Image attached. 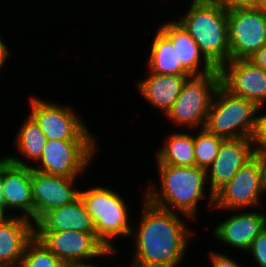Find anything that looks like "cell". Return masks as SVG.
Listing matches in <instances>:
<instances>
[{
  "instance_id": "cell-3",
  "label": "cell",
  "mask_w": 266,
  "mask_h": 267,
  "mask_svg": "<svg viewBox=\"0 0 266 267\" xmlns=\"http://www.w3.org/2000/svg\"><path fill=\"white\" fill-rule=\"evenodd\" d=\"M228 7L222 0H191L179 18L204 57L217 69L230 61Z\"/></svg>"
},
{
  "instance_id": "cell-25",
  "label": "cell",
  "mask_w": 266,
  "mask_h": 267,
  "mask_svg": "<svg viewBox=\"0 0 266 267\" xmlns=\"http://www.w3.org/2000/svg\"><path fill=\"white\" fill-rule=\"evenodd\" d=\"M36 236L26 245L21 267H65Z\"/></svg>"
},
{
  "instance_id": "cell-27",
  "label": "cell",
  "mask_w": 266,
  "mask_h": 267,
  "mask_svg": "<svg viewBox=\"0 0 266 267\" xmlns=\"http://www.w3.org/2000/svg\"><path fill=\"white\" fill-rule=\"evenodd\" d=\"M246 252L247 255L251 254V258L254 260L253 264H257L258 267H266V226L254 238Z\"/></svg>"
},
{
  "instance_id": "cell-8",
  "label": "cell",
  "mask_w": 266,
  "mask_h": 267,
  "mask_svg": "<svg viewBox=\"0 0 266 267\" xmlns=\"http://www.w3.org/2000/svg\"><path fill=\"white\" fill-rule=\"evenodd\" d=\"M97 141L47 140L40 160L32 169L48 175L80 180L93 166L94 158L99 153Z\"/></svg>"
},
{
  "instance_id": "cell-23",
  "label": "cell",
  "mask_w": 266,
  "mask_h": 267,
  "mask_svg": "<svg viewBox=\"0 0 266 267\" xmlns=\"http://www.w3.org/2000/svg\"><path fill=\"white\" fill-rule=\"evenodd\" d=\"M156 29L151 40L150 52L146 56L147 71L160 75L190 76L191 74L181 65L172 42L158 28Z\"/></svg>"
},
{
  "instance_id": "cell-11",
  "label": "cell",
  "mask_w": 266,
  "mask_h": 267,
  "mask_svg": "<svg viewBox=\"0 0 266 267\" xmlns=\"http://www.w3.org/2000/svg\"><path fill=\"white\" fill-rule=\"evenodd\" d=\"M258 210L260 209L227 210L232 214L213 226L214 241L224 244L227 248L231 247L229 250L233 248L240 253L244 251L242 254H245L254 238L266 226V213L262 209Z\"/></svg>"
},
{
  "instance_id": "cell-18",
  "label": "cell",
  "mask_w": 266,
  "mask_h": 267,
  "mask_svg": "<svg viewBox=\"0 0 266 267\" xmlns=\"http://www.w3.org/2000/svg\"><path fill=\"white\" fill-rule=\"evenodd\" d=\"M166 22V23H165ZM159 25V30L172 42L181 65L191 75L219 72L201 53L195 40L174 18Z\"/></svg>"
},
{
  "instance_id": "cell-28",
  "label": "cell",
  "mask_w": 266,
  "mask_h": 267,
  "mask_svg": "<svg viewBox=\"0 0 266 267\" xmlns=\"http://www.w3.org/2000/svg\"><path fill=\"white\" fill-rule=\"evenodd\" d=\"M213 250V251H212ZM209 251L208 258L210 259L211 267H246L242 266V263H239L238 260L234 259V257H230L228 252L225 254L224 252L215 251L212 249Z\"/></svg>"
},
{
  "instance_id": "cell-34",
  "label": "cell",
  "mask_w": 266,
  "mask_h": 267,
  "mask_svg": "<svg viewBox=\"0 0 266 267\" xmlns=\"http://www.w3.org/2000/svg\"><path fill=\"white\" fill-rule=\"evenodd\" d=\"M8 215L0 208V223L6 218Z\"/></svg>"
},
{
  "instance_id": "cell-26",
  "label": "cell",
  "mask_w": 266,
  "mask_h": 267,
  "mask_svg": "<svg viewBox=\"0 0 266 267\" xmlns=\"http://www.w3.org/2000/svg\"><path fill=\"white\" fill-rule=\"evenodd\" d=\"M251 141L255 154L263 156L266 153V106L258 108Z\"/></svg>"
},
{
  "instance_id": "cell-19",
  "label": "cell",
  "mask_w": 266,
  "mask_h": 267,
  "mask_svg": "<svg viewBox=\"0 0 266 267\" xmlns=\"http://www.w3.org/2000/svg\"><path fill=\"white\" fill-rule=\"evenodd\" d=\"M146 72L148 73L146 77H142L140 80L136 79L137 81L134 83L137 91L145 101L150 103L149 105L154 106L155 110L165 116L172 108L189 76L160 75L147 70Z\"/></svg>"
},
{
  "instance_id": "cell-2",
  "label": "cell",
  "mask_w": 266,
  "mask_h": 267,
  "mask_svg": "<svg viewBox=\"0 0 266 267\" xmlns=\"http://www.w3.org/2000/svg\"><path fill=\"white\" fill-rule=\"evenodd\" d=\"M156 167L159 185L149 180L144 190L145 198L151 203L182 214L193 220L194 224L199 218L201 202L206 200L205 207L209 211L213 209L214 194L209 189L205 169L197 166L156 165Z\"/></svg>"
},
{
  "instance_id": "cell-7",
  "label": "cell",
  "mask_w": 266,
  "mask_h": 267,
  "mask_svg": "<svg viewBox=\"0 0 266 267\" xmlns=\"http://www.w3.org/2000/svg\"><path fill=\"white\" fill-rule=\"evenodd\" d=\"M266 195V162L255 155L233 178L214 194V210L263 208ZM223 210V211H222Z\"/></svg>"
},
{
  "instance_id": "cell-20",
  "label": "cell",
  "mask_w": 266,
  "mask_h": 267,
  "mask_svg": "<svg viewBox=\"0 0 266 267\" xmlns=\"http://www.w3.org/2000/svg\"><path fill=\"white\" fill-rule=\"evenodd\" d=\"M66 230L96 233L93 220L80 196L70 204L47 212L35 224V231Z\"/></svg>"
},
{
  "instance_id": "cell-33",
  "label": "cell",
  "mask_w": 266,
  "mask_h": 267,
  "mask_svg": "<svg viewBox=\"0 0 266 267\" xmlns=\"http://www.w3.org/2000/svg\"><path fill=\"white\" fill-rule=\"evenodd\" d=\"M3 157H0V208L4 211V197H3Z\"/></svg>"
},
{
  "instance_id": "cell-32",
  "label": "cell",
  "mask_w": 266,
  "mask_h": 267,
  "mask_svg": "<svg viewBox=\"0 0 266 267\" xmlns=\"http://www.w3.org/2000/svg\"><path fill=\"white\" fill-rule=\"evenodd\" d=\"M249 60L266 71V45L258 50Z\"/></svg>"
},
{
  "instance_id": "cell-9",
  "label": "cell",
  "mask_w": 266,
  "mask_h": 267,
  "mask_svg": "<svg viewBox=\"0 0 266 267\" xmlns=\"http://www.w3.org/2000/svg\"><path fill=\"white\" fill-rule=\"evenodd\" d=\"M33 96L30 95L28 99V113L47 140H99L71 105Z\"/></svg>"
},
{
  "instance_id": "cell-6",
  "label": "cell",
  "mask_w": 266,
  "mask_h": 267,
  "mask_svg": "<svg viewBox=\"0 0 266 267\" xmlns=\"http://www.w3.org/2000/svg\"><path fill=\"white\" fill-rule=\"evenodd\" d=\"M221 84L220 72L190 75L185 80L181 93L165 115L167 122L192 131L204 128L216 89Z\"/></svg>"
},
{
  "instance_id": "cell-17",
  "label": "cell",
  "mask_w": 266,
  "mask_h": 267,
  "mask_svg": "<svg viewBox=\"0 0 266 267\" xmlns=\"http://www.w3.org/2000/svg\"><path fill=\"white\" fill-rule=\"evenodd\" d=\"M35 236V224L21 216H8L0 223V267L21 266L26 245Z\"/></svg>"
},
{
  "instance_id": "cell-22",
  "label": "cell",
  "mask_w": 266,
  "mask_h": 267,
  "mask_svg": "<svg viewBox=\"0 0 266 267\" xmlns=\"http://www.w3.org/2000/svg\"><path fill=\"white\" fill-rule=\"evenodd\" d=\"M169 135L154 152L155 165H172L178 167L195 166L194 132H184L183 129L168 131Z\"/></svg>"
},
{
  "instance_id": "cell-10",
  "label": "cell",
  "mask_w": 266,
  "mask_h": 267,
  "mask_svg": "<svg viewBox=\"0 0 266 267\" xmlns=\"http://www.w3.org/2000/svg\"><path fill=\"white\" fill-rule=\"evenodd\" d=\"M230 60L250 59L266 45V13L259 8L228 7Z\"/></svg>"
},
{
  "instance_id": "cell-13",
  "label": "cell",
  "mask_w": 266,
  "mask_h": 267,
  "mask_svg": "<svg viewBox=\"0 0 266 267\" xmlns=\"http://www.w3.org/2000/svg\"><path fill=\"white\" fill-rule=\"evenodd\" d=\"M221 85L231 94L266 106V71L249 59L230 60L220 69Z\"/></svg>"
},
{
  "instance_id": "cell-31",
  "label": "cell",
  "mask_w": 266,
  "mask_h": 267,
  "mask_svg": "<svg viewBox=\"0 0 266 267\" xmlns=\"http://www.w3.org/2000/svg\"><path fill=\"white\" fill-rule=\"evenodd\" d=\"M1 34L2 33H0V75L2 73L1 71H3L2 69H4L6 63L8 62L7 60L11 57V53L13 54V51L11 52L9 45L7 46V43H5L6 41H4L3 35Z\"/></svg>"
},
{
  "instance_id": "cell-16",
  "label": "cell",
  "mask_w": 266,
  "mask_h": 267,
  "mask_svg": "<svg viewBox=\"0 0 266 267\" xmlns=\"http://www.w3.org/2000/svg\"><path fill=\"white\" fill-rule=\"evenodd\" d=\"M2 187L4 212L8 216L25 217L34 223L31 167L13 164L3 157Z\"/></svg>"
},
{
  "instance_id": "cell-29",
  "label": "cell",
  "mask_w": 266,
  "mask_h": 267,
  "mask_svg": "<svg viewBox=\"0 0 266 267\" xmlns=\"http://www.w3.org/2000/svg\"><path fill=\"white\" fill-rule=\"evenodd\" d=\"M118 251H121V250H116V249H106L100 256L94 258V259H91V260H88V261H79V262H70V263H66L65 267H103L100 264V259L102 258L104 260V258L106 259V257L111 256L112 257H115L117 255V253H119ZM94 262V263H93ZM97 262V263H96Z\"/></svg>"
},
{
  "instance_id": "cell-14",
  "label": "cell",
  "mask_w": 266,
  "mask_h": 267,
  "mask_svg": "<svg viewBox=\"0 0 266 267\" xmlns=\"http://www.w3.org/2000/svg\"><path fill=\"white\" fill-rule=\"evenodd\" d=\"M78 178H66L38 172L31 168L34 224L47 212L72 203L79 197ZM78 189H77V186Z\"/></svg>"
},
{
  "instance_id": "cell-1",
  "label": "cell",
  "mask_w": 266,
  "mask_h": 267,
  "mask_svg": "<svg viewBox=\"0 0 266 267\" xmlns=\"http://www.w3.org/2000/svg\"><path fill=\"white\" fill-rule=\"evenodd\" d=\"M142 199V210L138 216L140 221L134 220L136 224L132 223L130 239L134 242V246L131 244L134 249L129 266L179 267L184 264L182 261L188 254V245L197 234L187 223L193 220L154 205L145 198V191L142 192Z\"/></svg>"
},
{
  "instance_id": "cell-4",
  "label": "cell",
  "mask_w": 266,
  "mask_h": 267,
  "mask_svg": "<svg viewBox=\"0 0 266 267\" xmlns=\"http://www.w3.org/2000/svg\"><path fill=\"white\" fill-rule=\"evenodd\" d=\"M114 189L100 183L88 189L81 186L79 196L93 220L97 238L106 248L118 250V245L114 244L117 240L130 239L133 227L130 215L133 212L130 213L128 207L131 205L121 192Z\"/></svg>"
},
{
  "instance_id": "cell-15",
  "label": "cell",
  "mask_w": 266,
  "mask_h": 267,
  "mask_svg": "<svg viewBox=\"0 0 266 267\" xmlns=\"http://www.w3.org/2000/svg\"><path fill=\"white\" fill-rule=\"evenodd\" d=\"M250 138L223 139L217 157L206 169L209 189L215 194L254 156Z\"/></svg>"
},
{
  "instance_id": "cell-5",
  "label": "cell",
  "mask_w": 266,
  "mask_h": 267,
  "mask_svg": "<svg viewBox=\"0 0 266 267\" xmlns=\"http://www.w3.org/2000/svg\"><path fill=\"white\" fill-rule=\"evenodd\" d=\"M258 108L253 101L231 94L220 84L214 94L204 128L224 139H251Z\"/></svg>"
},
{
  "instance_id": "cell-30",
  "label": "cell",
  "mask_w": 266,
  "mask_h": 267,
  "mask_svg": "<svg viewBox=\"0 0 266 267\" xmlns=\"http://www.w3.org/2000/svg\"><path fill=\"white\" fill-rule=\"evenodd\" d=\"M227 7L260 8L262 0H222Z\"/></svg>"
},
{
  "instance_id": "cell-21",
  "label": "cell",
  "mask_w": 266,
  "mask_h": 267,
  "mask_svg": "<svg viewBox=\"0 0 266 267\" xmlns=\"http://www.w3.org/2000/svg\"><path fill=\"white\" fill-rule=\"evenodd\" d=\"M25 116L16 135H13L14 149L19 156L8 153L4 155V158L13 164L32 168L33 164L35 165L40 160L47 138L34 119L29 114Z\"/></svg>"
},
{
  "instance_id": "cell-36",
  "label": "cell",
  "mask_w": 266,
  "mask_h": 267,
  "mask_svg": "<svg viewBox=\"0 0 266 267\" xmlns=\"http://www.w3.org/2000/svg\"><path fill=\"white\" fill-rule=\"evenodd\" d=\"M118 265V266H117ZM115 267H127L126 265V263L125 264H117ZM128 267H132V266H129V264H128Z\"/></svg>"
},
{
  "instance_id": "cell-12",
  "label": "cell",
  "mask_w": 266,
  "mask_h": 267,
  "mask_svg": "<svg viewBox=\"0 0 266 267\" xmlns=\"http://www.w3.org/2000/svg\"><path fill=\"white\" fill-rule=\"evenodd\" d=\"M35 236L65 263L88 261L100 256L107 248L96 233L66 231H35Z\"/></svg>"
},
{
  "instance_id": "cell-24",
  "label": "cell",
  "mask_w": 266,
  "mask_h": 267,
  "mask_svg": "<svg viewBox=\"0 0 266 267\" xmlns=\"http://www.w3.org/2000/svg\"><path fill=\"white\" fill-rule=\"evenodd\" d=\"M223 139L205 128L197 129L194 134L195 166L206 170L217 157Z\"/></svg>"
},
{
  "instance_id": "cell-35",
  "label": "cell",
  "mask_w": 266,
  "mask_h": 267,
  "mask_svg": "<svg viewBox=\"0 0 266 267\" xmlns=\"http://www.w3.org/2000/svg\"><path fill=\"white\" fill-rule=\"evenodd\" d=\"M262 11L266 13V0H262L260 8Z\"/></svg>"
}]
</instances>
